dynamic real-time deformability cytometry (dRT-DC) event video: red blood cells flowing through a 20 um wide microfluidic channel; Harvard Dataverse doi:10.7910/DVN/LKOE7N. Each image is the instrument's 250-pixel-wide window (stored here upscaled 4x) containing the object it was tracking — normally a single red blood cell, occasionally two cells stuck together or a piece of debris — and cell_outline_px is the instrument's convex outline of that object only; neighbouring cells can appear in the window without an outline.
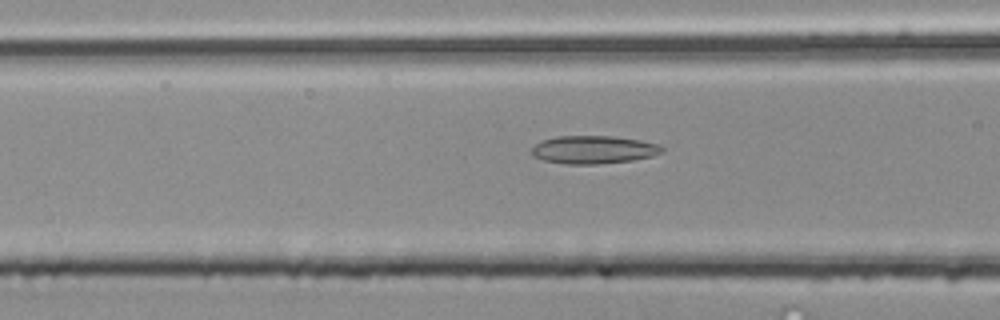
{"species": "common noctule bat (a hibernating species)", "species_latin": "Nyctalus noctula", "temperature_condition": "room temperature", "stored_images_in_passage": 43, "camera_frame_rate_fps": 3000, "um_per_image_px": 0.085, "animal": {"sex": "male", "body_mass_g": 20.4}, "frame": {"image": 1, "passage_image": 12, "time_ms": 3.667, "image_size_px": [1000, 320], "cell_outline_px": [[664, 152], [652, 156], [632, 160], [596, 164], [564, 164], [544, 160], [532, 156], [532, 148], [536, 144], [544, 140], [556, 136], [612, 136], [640, 140], [660, 144], [664, 148]], "centroid_in_image_um": [50.48, 12.72], "position_along_channel_um": 116.1, "area_um2": 21.27}}
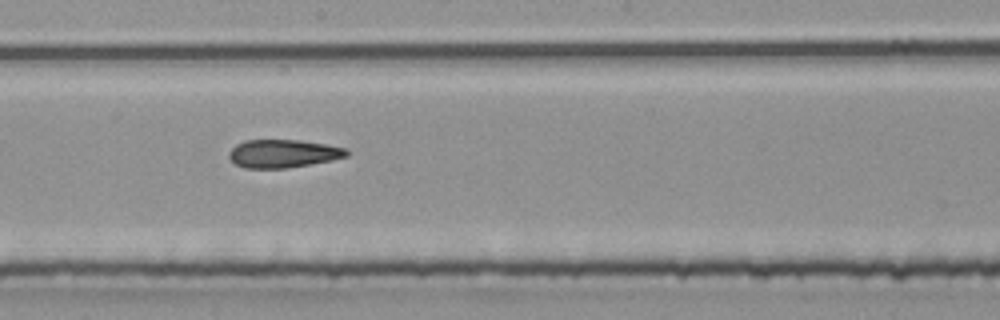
{"frame": {"image": 2, "passage_image": 20, "time_ms": 6.333, "image_size_px": [1000, 320], "cell_outline_px": [[348, 156], [332, 160], [284, 168], [244, 168], [236, 164], [228, 156], [228, 152], [236, 144], [244, 140], [300, 140], [328, 144], [344, 148], [348, 152]], "centroid_in_image_um": [24.04, 13.04], "position_along_channel_um": 224.2, "area_um2": 19.19}}
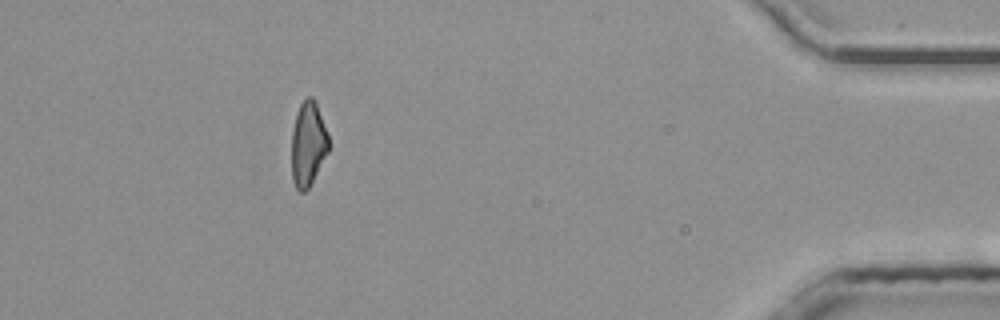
{"frame": {"image": 3, "passage_image": 38, "time_ms": 12.333, "image_size_px": [1000, 320], "cell_outline_px": [[328, 152], [308, 188], [304, 192], [300, 192], [296, 188], [292, 180], [292, 132], [296, 112], [300, 104], [308, 96], [312, 96], [316, 104], [328, 132]], "centroid_in_image_um": [26.18, 12.23], "position_along_channel_um": 409.0, "area_um2": 18.09}, "authors_computed_cell_mechanics": {"area_um2": 19.7676, "velocity_mm_per_s": 4.0421, "shape_relaxation_time_tau1_ms": null, "shape_relaxation_time_tau2_ms": 6.6212, "deformation_change_tau1": null, "deformation_change_tau2": 0.1757}}